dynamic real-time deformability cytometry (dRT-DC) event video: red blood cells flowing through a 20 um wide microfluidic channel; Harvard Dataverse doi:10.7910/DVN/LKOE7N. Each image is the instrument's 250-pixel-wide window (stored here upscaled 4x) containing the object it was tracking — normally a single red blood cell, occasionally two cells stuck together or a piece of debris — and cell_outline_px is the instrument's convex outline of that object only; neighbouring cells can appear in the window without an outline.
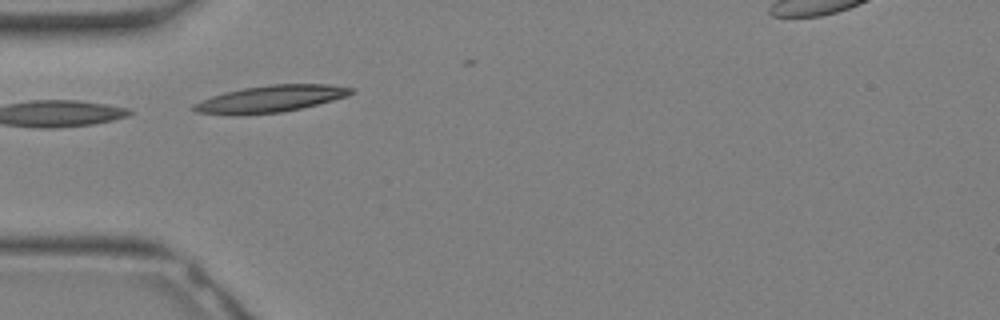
{"species": "Egyptian fruit bat (a non-hibernating species)", "species_latin": "Rousettus aegyptiacus", "temperature_condition": "warm", "stored_images_in_passage": 5, "camera_frame_rate_fps": 3000, "um_per_image_px": 0.085, "animal": {"sex": "female"}, "frame": {"image": 1, "passage_image": 2, "time_ms": 0.333, "image_size_px": [1000, 320], "cell_outline_px": [[356, 92], [348, 96], [300, 108], [280, 112], [240, 116], [236, 116], [196, 112], [192, 108], [192, 104], [212, 96], [224, 92], [244, 88], [268, 84], [328, 84], [352, 88]], "centroid_in_image_um": [22.96, 8.41], "position_along_channel_um": 62.0, "area_um2": 24.68}}